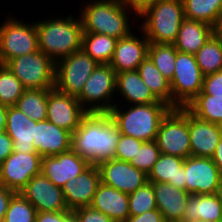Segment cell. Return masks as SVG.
<instances>
[{"label":"cell","mask_w":222,"mask_h":222,"mask_svg":"<svg viewBox=\"0 0 222 222\" xmlns=\"http://www.w3.org/2000/svg\"><path fill=\"white\" fill-rule=\"evenodd\" d=\"M119 136L109 113H87L72 133L71 149L98 165L114 158Z\"/></svg>","instance_id":"6da1fadb"},{"label":"cell","mask_w":222,"mask_h":222,"mask_svg":"<svg viewBox=\"0 0 222 222\" xmlns=\"http://www.w3.org/2000/svg\"><path fill=\"white\" fill-rule=\"evenodd\" d=\"M82 2L78 15L82 21L83 33L105 34L120 39L129 36L133 32L135 21L139 20L138 13L125 0Z\"/></svg>","instance_id":"7a4b0ae2"},{"label":"cell","mask_w":222,"mask_h":222,"mask_svg":"<svg viewBox=\"0 0 222 222\" xmlns=\"http://www.w3.org/2000/svg\"><path fill=\"white\" fill-rule=\"evenodd\" d=\"M72 15L49 16L35 22L38 49L54 62L82 49V21L80 16Z\"/></svg>","instance_id":"3957f363"},{"label":"cell","mask_w":222,"mask_h":222,"mask_svg":"<svg viewBox=\"0 0 222 222\" xmlns=\"http://www.w3.org/2000/svg\"><path fill=\"white\" fill-rule=\"evenodd\" d=\"M171 108L167 103L115 104L109 114L120 134L145 142L156 140L161 120Z\"/></svg>","instance_id":"277c9868"},{"label":"cell","mask_w":222,"mask_h":222,"mask_svg":"<svg viewBox=\"0 0 222 222\" xmlns=\"http://www.w3.org/2000/svg\"><path fill=\"white\" fill-rule=\"evenodd\" d=\"M138 26L149 43L174 44L185 19L182 0H161L147 5L138 13ZM144 20V21H143Z\"/></svg>","instance_id":"5b68a950"},{"label":"cell","mask_w":222,"mask_h":222,"mask_svg":"<svg viewBox=\"0 0 222 222\" xmlns=\"http://www.w3.org/2000/svg\"><path fill=\"white\" fill-rule=\"evenodd\" d=\"M116 71L110 64H98L77 97L87 113H109L116 95ZM116 101H113L115 100Z\"/></svg>","instance_id":"8992f818"},{"label":"cell","mask_w":222,"mask_h":222,"mask_svg":"<svg viewBox=\"0 0 222 222\" xmlns=\"http://www.w3.org/2000/svg\"><path fill=\"white\" fill-rule=\"evenodd\" d=\"M38 50L35 22H25V19L19 20L16 16L5 17V21L0 24V64L5 65L17 56L28 55Z\"/></svg>","instance_id":"52a82bcc"},{"label":"cell","mask_w":222,"mask_h":222,"mask_svg":"<svg viewBox=\"0 0 222 222\" xmlns=\"http://www.w3.org/2000/svg\"><path fill=\"white\" fill-rule=\"evenodd\" d=\"M155 141L162 154L190 157L189 111L171 108L161 120Z\"/></svg>","instance_id":"ba28073f"},{"label":"cell","mask_w":222,"mask_h":222,"mask_svg":"<svg viewBox=\"0 0 222 222\" xmlns=\"http://www.w3.org/2000/svg\"><path fill=\"white\" fill-rule=\"evenodd\" d=\"M5 65L25 89H52L55 86V62L40 50L17 56Z\"/></svg>","instance_id":"9c48e42d"},{"label":"cell","mask_w":222,"mask_h":222,"mask_svg":"<svg viewBox=\"0 0 222 222\" xmlns=\"http://www.w3.org/2000/svg\"><path fill=\"white\" fill-rule=\"evenodd\" d=\"M97 63L82 49L55 62V88L78 97Z\"/></svg>","instance_id":"30bf717a"},{"label":"cell","mask_w":222,"mask_h":222,"mask_svg":"<svg viewBox=\"0 0 222 222\" xmlns=\"http://www.w3.org/2000/svg\"><path fill=\"white\" fill-rule=\"evenodd\" d=\"M203 78L194 54L177 51L175 70L170 81L173 108H184L202 90Z\"/></svg>","instance_id":"8fae6325"},{"label":"cell","mask_w":222,"mask_h":222,"mask_svg":"<svg viewBox=\"0 0 222 222\" xmlns=\"http://www.w3.org/2000/svg\"><path fill=\"white\" fill-rule=\"evenodd\" d=\"M41 165L42 156L38 153L12 152L0 165V184L18 193L41 173Z\"/></svg>","instance_id":"7c38bea8"},{"label":"cell","mask_w":222,"mask_h":222,"mask_svg":"<svg viewBox=\"0 0 222 222\" xmlns=\"http://www.w3.org/2000/svg\"><path fill=\"white\" fill-rule=\"evenodd\" d=\"M87 112L77 97L61 92L55 87L50 89L47 98V121L72 133L79 127Z\"/></svg>","instance_id":"4fadbf2b"},{"label":"cell","mask_w":222,"mask_h":222,"mask_svg":"<svg viewBox=\"0 0 222 222\" xmlns=\"http://www.w3.org/2000/svg\"><path fill=\"white\" fill-rule=\"evenodd\" d=\"M97 167L101 183L126 194L133 193L148 182V175L130 162L113 158L99 163Z\"/></svg>","instance_id":"5bb4252c"},{"label":"cell","mask_w":222,"mask_h":222,"mask_svg":"<svg viewBox=\"0 0 222 222\" xmlns=\"http://www.w3.org/2000/svg\"><path fill=\"white\" fill-rule=\"evenodd\" d=\"M20 193L36 208L37 212L68 211L63 190L42 173L35 175Z\"/></svg>","instance_id":"9a60e30c"},{"label":"cell","mask_w":222,"mask_h":222,"mask_svg":"<svg viewBox=\"0 0 222 222\" xmlns=\"http://www.w3.org/2000/svg\"><path fill=\"white\" fill-rule=\"evenodd\" d=\"M91 165L86 158L70 149L55 156L42 157L41 173L62 188L66 182L75 179Z\"/></svg>","instance_id":"2e32d148"},{"label":"cell","mask_w":222,"mask_h":222,"mask_svg":"<svg viewBox=\"0 0 222 222\" xmlns=\"http://www.w3.org/2000/svg\"><path fill=\"white\" fill-rule=\"evenodd\" d=\"M186 191L215 194L222 177L212 158L190 156L184 161Z\"/></svg>","instance_id":"e0dca14e"},{"label":"cell","mask_w":222,"mask_h":222,"mask_svg":"<svg viewBox=\"0 0 222 222\" xmlns=\"http://www.w3.org/2000/svg\"><path fill=\"white\" fill-rule=\"evenodd\" d=\"M136 29L139 35L133 31L129 36L120 38L116 42L109 63L116 73L138 70L139 64L148 56L149 41L139 27ZM141 35L142 37H139Z\"/></svg>","instance_id":"ac0fdd59"},{"label":"cell","mask_w":222,"mask_h":222,"mask_svg":"<svg viewBox=\"0 0 222 222\" xmlns=\"http://www.w3.org/2000/svg\"><path fill=\"white\" fill-rule=\"evenodd\" d=\"M100 183V172L97 165H91L75 179L66 182L62 190L68 210L73 211L90 206Z\"/></svg>","instance_id":"d6986e66"},{"label":"cell","mask_w":222,"mask_h":222,"mask_svg":"<svg viewBox=\"0 0 222 222\" xmlns=\"http://www.w3.org/2000/svg\"><path fill=\"white\" fill-rule=\"evenodd\" d=\"M33 147L39 155L55 156L71 149L72 132L43 120L36 122Z\"/></svg>","instance_id":"ffe728a7"},{"label":"cell","mask_w":222,"mask_h":222,"mask_svg":"<svg viewBox=\"0 0 222 222\" xmlns=\"http://www.w3.org/2000/svg\"><path fill=\"white\" fill-rule=\"evenodd\" d=\"M221 138L218 124L201 120L189 112L191 156L212 158Z\"/></svg>","instance_id":"44dd1931"},{"label":"cell","mask_w":222,"mask_h":222,"mask_svg":"<svg viewBox=\"0 0 222 222\" xmlns=\"http://www.w3.org/2000/svg\"><path fill=\"white\" fill-rule=\"evenodd\" d=\"M36 121L15 106L7 107L5 132L13 140V152L37 153L33 147Z\"/></svg>","instance_id":"7402d4cb"},{"label":"cell","mask_w":222,"mask_h":222,"mask_svg":"<svg viewBox=\"0 0 222 222\" xmlns=\"http://www.w3.org/2000/svg\"><path fill=\"white\" fill-rule=\"evenodd\" d=\"M116 93L120 102L115 104L138 105L150 103H165L160 101L142 81L138 70L124 71L116 74ZM122 97V98H120Z\"/></svg>","instance_id":"603a6c76"},{"label":"cell","mask_w":222,"mask_h":222,"mask_svg":"<svg viewBox=\"0 0 222 222\" xmlns=\"http://www.w3.org/2000/svg\"><path fill=\"white\" fill-rule=\"evenodd\" d=\"M110 217L114 222H126L129 213L128 194L100 183L90 205Z\"/></svg>","instance_id":"cb8c5ba5"},{"label":"cell","mask_w":222,"mask_h":222,"mask_svg":"<svg viewBox=\"0 0 222 222\" xmlns=\"http://www.w3.org/2000/svg\"><path fill=\"white\" fill-rule=\"evenodd\" d=\"M157 209L165 221L182 222L190 194L168 183H153Z\"/></svg>","instance_id":"d4e9b609"},{"label":"cell","mask_w":222,"mask_h":222,"mask_svg":"<svg viewBox=\"0 0 222 222\" xmlns=\"http://www.w3.org/2000/svg\"><path fill=\"white\" fill-rule=\"evenodd\" d=\"M184 161L181 157L161 153L148 174V182L168 183L186 191Z\"/></svg>","instance_id":"484cf974"},{"label":"cell","mask_w":222,"mask_h":222,"mask_svg":"<svg viewBox=\"0 0 222 222\" xmlns=\"http://www.w3.org/2000/svg\"><path fill=\"white\" fill-rule=\"evenodd\" d=\"M214 34V27L200 21L185 18L180 25L174 43L179 52L196 54Z\"/></svg>","instance_id":"4316f807"},{"label":"cell","mask_w":222,"mask_h":222,"mask_svg":"<svg viewBox=\"0 0 222 222\" xmlns=\"http://www.w3.org/2000/svg\"><path fill=\"white\" fill-rule=\"evenodd\" d=\"M182 222H222V203L215 194H190Z\"/></svg>","instance_id":"83f0119b"},{"label":"cell","mask_w":222,"mask_h":222,"mask_svg":"<svg viewBox=\"0 0 222 222\" xmlns=\"http://www.w3.org/2000/svg\"><path fill=\"white\" fill-rule=\"evenodd\" d=\"M142 81L152 93L160 100L173 108V96L170 81L157 69L147 56L138 67Z\"/></svg>","instance_id":"f1b7e54d"},{"label":"cell","mask_w":222,"mask_h":222,"mask_svg":"<svg viewBox=\"0 0 222 222\" xmlns=\"http://www.w3.org/2000/svg\"><path fill=\"white\" fill-rule=\"evenodd\" d=\"M118 39L97 33H83L82 50L99 64H109Z\"/></svg>","instance_id":"f546056e"},{"label":"cell","mask_w":222,"mask_h":222,"mask_svg":"<svg viewBox=\"0 0 222 222\" xmlns=\"http://www.w3.org/2000/svg\"><path fill=\"white\" fill-rule=\"evenodd\" d=\"M185 18L215 27L222 15V0H182Z\"/></svg>","instance_id":"4dcf8cb0"},{"label":"cell","mask_w":222,"mask_h":222,"mask_svg":"<svg viewBox=\"0 0 222 222\" xmlns=\"http://www.w3.org/2000/svg\"><path fill=\"white\" fill-rule=\"evenodd\" d=\"M185 108L201 120L216 124L222 121V97L205 94L201 90Z\"/></svg>","instance_id":"1f68e13d"},{"label":"cell","mask_w":222,"mask_h":222,"mask_svg":"<svg viewBox=\"0 0 222 222\" xmlns=\"http://www.w3.org/2000/svg\"><path fill=\"white\" fill-rule=\"evenodd\" d=\"M50 89H25L15 107L39 122L47 119V98Z\"/></svg>","instance_id":"d6a6232c"},{"label":"cell","mask_w":222,"mask_h":222,"mask_svg":"<svg viewBox=\"0 0 222 222\" xmlns=\"http://www.w3.org/2000/svg\"><path fill=\"white\" fill-rule=\"evenodd\" d=\"M196 62L203 76L222 70V42L213 34L195 54Z\"/></svg>","instance_id":"836d02e7"},{"label":"cell","mask_w":222,"mask_h":222,"mask_svg":"<svg viewBox=\"0 0 222 222\" xmlns=\"http://www.w3.org/2000/svg\"><path fill=\"white\" fill-rule=\"evenodd\" d=\"M176 54L174 44L149 43L148 57L169 81L174 75Z\"/></svg>","instance_id":"e575fe53"},{"label":"cell","mask_w":222,"mask_h":222,"mask_svg":"<svg viewBox=\"0 0 222 222\" xmlns=\"http://www.w3.org/2000/svg\"><path fill=\"white\" fill-rule=\"evenodd\" d=\"M24 90L23 84L9 68L0 64V105L15 106Z\"/></svg>","instance_id":"d590c367"},{"label":"cell","mask_w":222,"mask_h":222,"mask_svg":"<svg viewBox=\"0 0 222 222\" xmlns=\"http://www.w3.org/2000/svg\"><path fill=\"white\" fill-rule=\"evenodd\" d=\"M36 214V208L20 192H16L2 222H35Z\"/></svg>","instance_id":"8d00e7d4"},{"label":"cell","mask_w":222,"mask_h":222,"mask_svg":"<svg viewBox=\"0 0 222 222\" xmlns=\"http://www.w3.org/2000/svg\"><path fill=\"white\" fill-rule=\"evenodd\" d=\"M128 197L130 215L138 216L157 209L153 183L147 182L133 193L128 194Z\"/></svg>","instance_id":"74e56055"},{"label":"cell","mask_w":222,"mask_h":222,"mask_svg":"<svg viewBox=\"0 0 222 222\" xmlns=\"http://www.w3.org/2000/svg\"><path fill=\"white\" fill-rule=\"evenodd\" d=\"M160 154V149L155 140L145 141L138 149L136 156L130 161V164L148 175Z\"/></svg>","instance_id":"f35d334b"},{"label":"cell","mask_w":222,"mask_h":222,"mask_svg":"<svg viewBox=\"0 0 222 222\" xmlns=\"http://www.w3.org/2000/svg\"><path fill=\"white\" fill-rule=\"evenodd\" d=\"M143 142L144 141L134 137L120 134L114 158L121 161L130 162L132 158L136 156V153Z\"/></svg>","instance_id":"ab89813d"},{"label":"cell","mask_w":222,"mask_h":222,"mask_svg":"<svg viewBox=\"0 0 222 222\" xmlns=\"http://www.w3.org/2000/svg\"><path fill=\"white\" fill-rule=\"evenodd\" d=\"M75 222H114L106 214L92 207H82L72 211Z\"/></svg>","instance_id":"60d3db41"},{"label":"cell","mask_w":222,"mask_h":222,"mask_svg":"<svg viewBox=\"0 0 222 222\" xmlns=\"http://www.w3.org/2000/svg\"><path fill=\"white\" fill-rule=\"evenodd\" d=\"M202 91L216 97H222V70L204 76Z\"/></svg>","instance_id":"b9f144b4"},{"label":"cell","mask_w":222,"mask_h":222,"mask_svg":"<svg viewBox=\"0 0 222 222\" xmlns=\"http://www.w3.org/2000/svg\"><path fill=\"white\" fill-rule=\"evenodd\" d=\"M35 222H75L73 212H37Z\"/></svg>","instance_id":"7bdbcfd3"},{"label":"cell","mask_w":222,"mask_h":222,"mask_svg":"<svg viewBox=\"0 0 222 222\" xmlns=\"http://www.w3.org/2000/svg\"><path fill=\"white\" fill-rule=\"evenodd\" d=\"M126 222H166L164 216L158 209H154L141 215H130Z\"/></svg>","instance_id":"ee69618b"},{"label":"cell","mask_w":222,"mask_h":222,"mask_svg":"<svg viewBox=\"0 0 222 222\" xmlns=\"http://www.w3.org/2000/svg\"><path fill=\"white\" fill-rule=\"evenodd\" d=\"M14 142L10 136L4 131L0 133V165L13 152Z\"/></svg>","instance_id":"f6af8a7d"},{"label":"cell","mask_w":222,"mask_h":222,"mask_svg":"<svg viewBox=\"0 0 222 222\" xmlns=\"http://www.w3.org/2000/svg\"><path fill=\"white\" fill-rule=\"evenodd\" d=\"M16 192L0 184V222L6 214L10 199Z\"/></svg>","instance_id":"bcb514c9"},{"label":"cell","mask_w":222,"mask_h":222,"mask_svg":"<svg viewBox=\"0 0 222 222\" xmlns=\"http://www.w3.org/2000/svg\"><path fill=\"white\" fill-rule=\"evenodd\" d=\"M137 13L143 10L147 5L161 0H125Z\"/></svg>","instance_id":"7dc6e473"},{"label":"cell","mask_w":222,"mask_h":222,"mask_svg":"<svg viewBox=\"0 0 222 222\" xmlns=\"http://www.w3.org/2000/svg\"><path fill=\"white\" fill-rule=\"evenodd\" d=\"M212 160L214 161L222 176V138L220 139V142L216 147V150L212 156Z\"/></svg>","instance_id":"c3c4849f"},{"label":"cell","mask_w":222,"mask_h":222,"mask_svg":"<svg viewBox=\"0 0 222 222\" xmlns=\"http://www.w3.org/2000/svg\"><path fill=\"white\" fill-rule=\"evenodd\" d=\"M7 106L0 105V133L6 128Z\"/></svg>","instance_id":"681fc988"},{"label":"cell","mask_w":222,"mask_h":222,"mask_svg":"<svg viewBox=\"0 0 222 222\" xmlns=\"http://www.w3.org/2000/svg\"><path fill=\"white\" fill-rule=\"evenodd\" d=\"M214 34L221 40L222 42V15L218 18V21L214 27Z\"/></svg>","instance_id":"f907efd6"},{"label":"cell","mask_w":222,"mask_h":222,"mask_svg":"<svg viewBox=\"0 0 222 222\" xmlns=\"http://www.w3.org/2000/svg\"><path fill=\"white\" fill-rule=\"evenodd\" d=\"M215 195L217 196L218 200L222 203V177L220 178Z\"/></svg>","instance_id":"816d5d0a"},{"label":"cell","mask_w":222,"mask_h":222,"mask_svg":"<svg viewBox=\"0 0 222 222\" xmlns=\"http://www.w3.org/2000/svg\"><path fill=\"white\" fill-rule=\"evenodd\" d=\"M219 129H220V134L222 136V121L220 123H218Z\"/></svg>","instance_id":"f5cc1de1"},{"label":"cell","mask_w":222,"mask_h":222,"mask_svg":"<svg viewBox=\"0 0 222 222\" xmlns=\"http://www.w3.org/2000/svg\"><path fill=\"white\" fill-rule=\"evenodd\" d=\"M197 222H213V221H210V220H198Z\"/></svg>","instance_id":"db71d44e"}]
</instances>
